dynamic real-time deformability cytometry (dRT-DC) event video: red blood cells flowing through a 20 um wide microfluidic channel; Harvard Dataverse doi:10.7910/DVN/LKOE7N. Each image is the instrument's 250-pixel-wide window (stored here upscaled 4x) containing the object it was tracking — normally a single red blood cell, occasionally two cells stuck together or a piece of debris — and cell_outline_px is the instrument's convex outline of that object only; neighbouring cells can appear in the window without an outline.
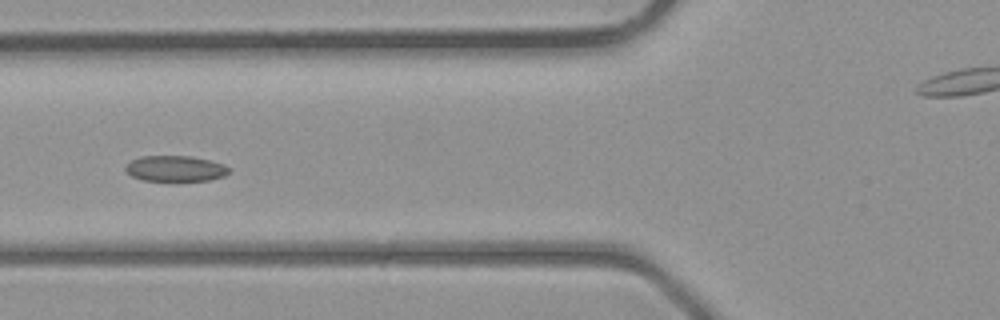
{"species": "common noctule bat (a hibernating species)", "species_latin": "Nyctalus noctula", "temperature_condition": "room temperature", "stored_images_in_passage": 6, "camera_frame_rate_fps": 3000, "um_per_image_px": 0.085, "animal": {"sex": "male", "body_mass_g": 23.1, "forearm_length_mm": 52.7}, "frame": {"image": 1, "passage_image": 5, "time_ms": 4.667, "image_size_px": [1000, 320], "cell_outline_px": [[228, 172], [224, 176], [208, 180], [144, 180], [132, 176], [124, 168], [132, 160], [140, 156], [192, 156], [224, 164], [228, 168]], "centroid_in_image_um": [14.9, 14.31], "position_along_channel_um": 110.9, "area_um2": 15.2}}